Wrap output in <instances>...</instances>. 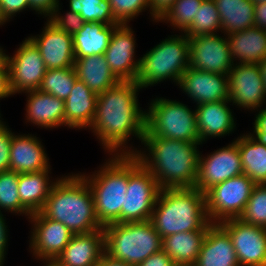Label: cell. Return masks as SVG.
<instances>
[{
    "label": "cell",
    "mask_w": 266,
    "mask_h": 266,
    "mask_svg": "<svg viewBox=\"0 0 266 266\" xmlns=\"http://www.w3.org/2000/svg\"><path fill=\"white\" fill-rule=\"evenodd\" d=\"M221 19L222 33L254 27V4L250 0H213Z\"/></svg>",
    "instance_id": "obj_32"
},
{
    "label": "cell",
    "mask_w": 266,
    "mask_h": 266,
    "mask_svg": "<svg viewBox=\"0 0 266 266\" xmlns=\"http://www.w3.org/2000/svg\"><path fill=\"white\" fill-rule=\"evenodd\" d=\"M228 85L232 105L251 111L265 109H261L266 104V90L258 64H234L228 73Z\"/></svg>",
    "instance_id": "obj_14"
},
{
    "label": "cell",
    "mask_w": 266,
    "mask_h": 266,
    "mask_svg": "<svg viewBox=\"0 0 266 266\" xmlns=\"http://www.w3.org/2000/svg\"><path fill=\"white\" fill-rule=\"evenodd\" d=\"M19 174L14 171L0 172V212L25 215L28 219L31 213L21 204L18 189Z\"/></svg>",
    "instance_id": "obj_34"
},
{
    "label": "cell",
    "mask_w": 266,
    "mask_h": 266,
    "mask_svg": "<svg viewBox=\"0 0 266 266\" xmlns=\"http://www.w3.org/2000/svg\"><path fill=\"white\" fill-rule=\"evenodd\" d=\"M69 10L79 13L85 22L119 25L108 0H69Z\"/></svg>",
    "instance_id": "obj_36"
},
{
    "label": "cell",
    "mask_w": 266,
    "mask_h": 266,
    "mask_svg": "<svg viewBox=\"0 0 266 266\" xmlns=\"http://www.w3.org/2000/svg\"><path fill=\"white\" fill-rule=\"evenodd\" d=\"M188 37L171 35L140 57L139 70L135 81L141 88L154 86L166 79L177 85L189 67Z\"/></svg>",
    "instance_id": "obj_7"
},
{
    "label": "cell",
    "mask_w": 266,
    "mask_h": 266,
    "mask_svg": "<svg viewBox=\"0 0 266 266\" xmlns=\"http://www.w3.org/2000/svg\"><path fill=\"white\" fill-rule=\"evenodd\" d=\"M6 125L0 127V172L8 171L10 165L12 131Z\"/></svg>",
    "instance_id": "obj_41"
},
{
    "label": "cell",
    "mask_w": 266,
    "mask_h": 266,
    "mask_svg": "<svg viewBox=\"0 0 266 266\" xmlns=\"http://www.w3.org/2000/svg\"><path fill=\"white\" fill-rule=\"evenodd\" d=\"M148 109L144 137H166L184 142L201 143L196 112L188 105L176 100L156 97L152 99Z\"/></svg>",
    "instance_id": "obj_8"
},
{
    "label": "cell",
    "mask_w": 266,
    "mask_h": 266,
    "mask_svg": "<svg viewBox=\"0 0 266 266\" xmlns=\"http://www.w3.org/2000/svg\"><path fill=\"white\" fill-rule=\"evenodd\" d=\"M138 266H176L171 258L161 249L149 256Z\"/></svg>",
    "instance_id": "obj_46"
},
{
    "label": "cell",
    "mask_w": 266,
    "mask_h": 266,
    "mask_svg": "<svg viewBox=\"0 0 266 266\" xmlns=\"http://www.w3.org/2000/svg\"><path fill=\"white\" fill-rule=\"evenodd\" d=\"M254 27L266 30V2L254 4Z\"/></svg>",
    "instance_id": "obj_49"
},
{
    "label": "cell",
    "mask_w": 266,
    "mask_h": 266,
    "mask_svg": "<svg viewBox=\"0 0 266 266\" xmlns=\"http://www.w3.org/2000/svg\"><path fill=\"white\" fill-rule=\"evenodd\" d=\"M255 183L245 174L216 184L205 192L206 214L210 223L239 218Z\"/></svg>",
    "instance_id": "obj_10"
},
{
    "label": "cell",
    "mask_w": 266,
    "mask_h": 266,
    "mask_svg": "<svg viewBox=\"0 0 266 266\" xmlns=\"http://www.w3.org/2000/svg\"><path fill=\"white\" fill-rule=\"evenodd\" d=\"M111 157L92 175L81 174L89 184L95 214L103 228L112 223H120L128 185V155Z\"/></svg>",
    "instance_id": "obj_5"
},
{
    "label": "cell",
    "mask_w": 266,
    "mask_h": 266,
    "mask_svg": "<svg viewBox=\"0 0 266 266\" xmlns=\"http://www.w3.org/2000/svg\"><path fill=\"white\" fill-rule=\"evenodd\" d=\"M161 249L162 238L150 220L104 227L105 254L128 265L138 266Z\"/></svg>",
    "instance_id": "obj_6"
},
{
    "label": "cell",
    "mask_w": 266,
    "mask_h": 266,
    "mask_svg": "<svg viewBox=\"0 0 266 266\" xmlns=\"http://www.w3.org/2000/svg\"><path fill=\"white\" fill-rule=\"evenodd\" d=\"M27 96L26 121L41 128L65 126L64 100L39 90L25 92Z\"/></svg>",
    "instance_id": "obj_23"
},
{
    "label": "cell",
    "mask_w": 266,
    "mask_h": 266,
    "mask_svg": "<svg viewBox=\"0 0 266 266\" xmlns=\"http://www.w3.org/2000/svg\"><path fill=\"white\" fill-rule=\"evenodd\" d=\"M239 219L266 228V184L255 185Z\"/></svg>",
    "instance_id": "obj_38"
},
{
    "label": "cell",
    "mask_w": 266,
    "mask_h": 266,
    "mask_svg": "<svg viewBox=\"0 0 266 266\" xmlns=\"http://www.w3.org/2000/svg\"><path fill=\"white\" fill-rule=\"evenodd\" d=\"M98 95L78 79L65 103V126L68 128H90L96 113Z\"/></svg>",
    "instance_id": "obj_25"
},
{
    "label": "cell",
    "mask_w": 266,
    "mask_h": 266,
    "mask_svg": "<svg viewBox=\"0 0 266 266\" xmlns=\"http://www.w3.org/2000/svg\"><path fill=\"white\" fill-rule=\"evenodd\" d=\"M7 63L0 69V99L12 96Z\"/></svg>",
    "instance_id": "obj_48"
},
{
    "label": "cell",
    "mask_w": 266,
    "mask_h": 266,
    "mask_svg": "<svg viewBox=\"0 0 266 266\" xmlns=\"http://www.w3.org/2000/svg\"><path fill=\"white\" fill-rule=\"evenodd\" d=\"M26 9H30L28 0H0V18L4 23Z\"/></svg>",
    "instance_id": "obj_42"
},
{
    "label": "cell",
    "mask_w": 266,
    "mask_h": 266,
    "mask_svg": "<svg viewBox=\"0 0 266 266\" xmlns=\"http://www.w3.org/2000/svg\"><path fill=\"white\" fill-rule=\"evenodd\" d=\"M44 264L45 265H43V266H55L53 263H50V262L49 263L48 262H45Z\"/></svg>",
    "instance_id": "obj_53"
},
{
    "label": "cell",
    "mask_w": 266,
    "mask_h": 266,
    "mask_svg": "<svg viewBox=\"0 0 266 266\" xmlns=\"http://www.w3.org/2000/svg\"><path fill=\"white\" fill-rule=\"evenodd\" d=\"M194 266H240L229 234L218 223L207 229Z\"/></svg>",
    "instance_id": "obj_24"
},
{
    "label": "cell",
    "mask_w": 266,
    "mask_h": 266,
    "mask_svg": "<svg viewBox=\"0 0 266 266\" xmlns=\"http://www.w3.org/2000/svg\"><path fill=\"white\" fill-rule=\"evenodd\" d=\"M160 190L153 175L134 155H128V185L120 223L150 220Z\"/></svg>",
    "instance_id": "obj_9"
},
{
    "label": "cell",
    "mask_w": 266,
    "mask_h": 266,
    "mask_svg": "<svg viewBox=\"0 0 266 266\" xmlns=\"http://www.w3.org/2000/svg\"><path fill=\"white\" fill-rule=\"evenodd\" d=\"M150 221L161 238L179 232L207 231L213 224L206 214L205 193L195 187L161 189Z\"/></svg>",
    "instance_id": "obj_4"
},
{
    "label": "cell",
    "mask_w": 266,
    "mask_h": 266,
    "mask_svg": "<svg viewBox=\"0 0 266 266\" xmlns=\"http://www.w3.org/2000/svg\"><path fill=\"white\" fill-rule=\"evenodd\" d=\"M218 224L229 234L240 266H266V228L239 218Z\"/></svg>",
    "instance_id": "obj_13"
},
{
    "label": "cell",
    "mask_w": 266,
    "mask_h": 266,
    "mask_svg": "<svg viewBox=\"0 0 266 266\" xmlns=\"http://www.w3.org/2000/svg\"><path fill=\"white\" fill-rule=\"evenodd\" d=\"M253 123V133L251 134L257 141L266 145V107L255 114Z\"/></svg>",
    "instance_id": "obj_44"
},
{
    "label": "cell",
    "mask_w": 266,
    "mask_h": 266,
    "mask_svg": "<svg viewBox=\"0 0 266 266\" xmlns=\"http://www.w3.org/2000/svg\"><path fill=\"white\" fill-rule=\"evenodd\" d=\"M6 122L2 121V118H1V113H0V127Z\"/></svg>",
    "instance_id": "obj_54"
},
{
    "label": "cell",
    "mask_w": 266,
    "mask_h": 266,
    "mask_svg": "<svg viewBox=\"0 0 266 266\" xmlns=\"http://www.w3.org/2000/svg\"><path fill=\"white\" fill-rule=\"evenodd\" d=\"M40 35L28 37L39 49L47 69L74 67L73 37L47 19Z\"/></svg>",
    "instance_id": "obj_19"
},
{
    "label": "cell",
    "mask_w": 266,
    "mask_h": 266,
    "mask_svg": "<svg viewBox=\"0 0 266 266\" xmlns=\"http://www.w3.org/2000/svg\"><path fill=\"white\" fill-rule=\"evenodd\" d=\"M60 6L61 5L59 3L54 13L48 18V20L60 30H63L73 36L83 28L85 21L79 13H75L70 10L69 12L67 11L64 13L65 15H61V12L59 11L61 10Z\"/></svg>",
    "instance_id": "obj_40"
},
{
    "label": "cell",
    "mask_w": 266,
    "mask_h": 266,
    "mask_svg": "<svg viewBox=\"0 0 266 266\" xmlns=\"http://www.w3.org/2000/svg\"><path fill=\"white\" fill-rule=\"evenodd\" d=\"M217 34L188 37L189 67L228 75L235 63L231 56L227 36L223 37Z\"/></svg>",
    "instance_id": "obj_15"
},
{
    "label": "cell",
    "mask_w": 266,
    "mask_h": 266,
    "mask_svg": "<svg viewBox=\"0 0 266 266\" xmlns=\"http://www.w3.org/2000/svg\"><path fill=\"white\" fill-rule=\"evenodd\" d=\"M50 169L19 174L18 191L21 204L31 213L40 212L55 180L49 178Z\"/></svg>",
    "instance_id": "obj_29"
},
{
    "label": "cell",
    "mask_w": 266,
    "mask_h": 266,
    "mask_svg": "<svg viewBox=\"0 0 266 266\" xmlns=\"http://www.w3.org/2000/svg\"><path fill=\"white\" fill-rule=\"evenodd\" d=\"M140 89L136 81H121L98 94L96 113L89 130L109 155H134L137 148L127 145L131 135L142 143L146 111L138 104Z\"/></svg>",
    "instance_id": "obj_1"
},
{
    "label": "cell",
    "mask_w": 266,
    "mask_h": 266,
    "mask_svg": "<svg viewBox=\"0 0 266 266\" xmlns=\"http://www.w3.org/2000/svg\"><path fill=\"white\" fill-rule=\"evenodd\" d=\"M175 2L176 0H149L152 20L158 22Z\"/></svg>",
    "instance_id": "obj_45"
},
{
    "label": "cell",
    "mask_w": 266,
    "mask_h": 266,
    "mask_svg": "<svg viewBox=\"0 0 266 266\" xmlns=\"http://www.w3.org/2000/svg\"><path fill=\"white\" fill-rule=\"evenodd\" d=\"M32 228L30 250L40 261L52 263L73 237V233L62 223L45 217L41 212L29 217Z\"/></svg>",
    "instance_id": "obj_16"
},
{
    "label": "cell",
    "mask_w": 266,
    "mask_h": 266,
    "mask_svg": "<svg viewBox=\"0 0 266 266\" xmlns=\"http://www.w3.org/2000/svg\"><path fill=\"white\" fill-rule=\"evenodd\" d=\"M104 253L102 228L87 234H74L52 263L55 266H96Z\"/></svg>",
    "instance_id": "obj_21"
},
{
    "label": "cell",
    "mask_w": 266,
    "mask_h": 266,
    "mask_svg": "<svg viewBox=\"0 0 266 266\" xmlns=\"http://www.w3.org/2000/svg\"><path fill=\"white\" fill-rule=\"evenodd\" d=\"M74 68L77 79L97 95L121 82L112 72L104 54L75 58Z\"/></svg>",
    "instance_id": "obj_27"
},
{
    "label": "cell",
    "mask_w": 266,
    "mask_h": 266,
    "mask_svg": "<svg viewBox=\"0 0 266 266\" xmlns=\"http://www.w3.org/2000/svg\"><path fill=\"white\" fill-rule=\"evenodd\" d=\"M177 86L196 105L229 100L228 75L188 67Z\"/></svg>",
    "instance_id": "obj_18"
},
{
    "label": "cell",
    "mask_w": 266,
    "mask_h": 266,
    "mask_svg": "<svg viewBox=\"0 0 266 266\" xmlns=\"http://www.w3.org/2000/svg\"><path fill=\"white\" fill-rule=\"evenodd\" d=\"M3 24H5V23L0 18V26H2Z\"/></svg>",
    "instance_id": "obj_55"
},
{
    "label": "cell",
    "mask_w": 266,
    "mask_h": 266,
    "mask_svg": "<svg viewBox=\"0 0 266 266\" xmlns=\"http://www.w3.org/2000/svg\"><path fill=\"white\" fill-rule=\"evenodd\" d=\"M229 100L196 105V121L200 142L203 144L210 137H223L236 129Z\"/></svg>",
    "instance_id": "obj_22"
},
{
    "label": "cell",
    "mask_w": 266,
    "mask_h": 266,
    "mask_svg": "<svg viewBox=\"0 0 266 266\" xmlns=\"http://www.w3.org/2000/svg\"><path fill=\"white\" fill-rule=\"evenodd\" d=\"M128 24H119L114 28L110 43L104 56L114 75L120 81H135L140 59H135L136 39Z\"/></svg>",
    "instance_id": "obj_17"
},
{
    "label": "cell",
    "mask_w": 266,
    "mask_h": 266,
    "mask_svg": "<svg viewBox=\"0 0 266 266\" xmlns=\"http://www.w3.org/2000/svg\"><path fill=\"white\" fill-rule=\"evenodd\" d=\"M201 154L199 153L195 188L203 193L216 184L243 174L239 148L235 141L207 156Z\"/></svg>",
    "instance_id": "obj_12"
},
{
    "label": "cell",
    "mask_w": 266,
    "mask_h": 266,
    "mask_svg": "<svg viewBox=\"0 0 266 266\" xmlns=\"http://www.w3.org/2000/svg\"><path fill=\"white\" fill-rule=\"evenodd\" d=\"M96 266H131V265H128L120 260L113 259L104 253L99 262L96 264Z\"/></svg>",
    "instance_id": "obj_50"
},
{
    "label": "cell",
    "mask_w": 266,
    "mask_h": 266,
    "mask_svg": "<svg viewBox=\"0 0 266 266\" xmlns=\"http://www.w3.org/2000/svg\"><path fill=\"white\" fill-rule=\"evenodd\" d=\"M3 216L2 212H0V266L4 265L5 255L7 254L6 250L8 248V230L6 219Z\"/></svg>",
    "instance_id": "obj_47"
},
{
    "label": "cell",
    "mask_w": 266,
    "mask_h": 266,
    "mask_svg": "<svg viewBox=\"0 0 266 266\" xmlns=\"http://www.w3.org/2000/svg\"><path fill=\"white\" fill-rule=\"evenodd\" d=\"M116 26L85 22L83 28L72 36L75 58L104 54Z\"/></svg>",
    "instance_id": "obj_30"
},
{
    "label": "cell",
    "mask_w": 266,
    "mask_h": 266,
    "mask_svg": "<svg viewBox=\"0 0 266 266\" xmlns=\"http://www.w3.org/2000/svg\"><path fill=\"white\" fill-rule=\"evenodd\" d=\"M16 49L7 55L12 94L38 90L47 71L39 49L28 37Z\"/></svg>",
    "instance_id": "obj_11"
},
{
    "label": "cell",
    "mask_w": 266,
    "mask_h": 266,
    "mask_svg": "<svg viewBox=\"0 0 266 266\" xmlns=\"http://www.w3.org/2000/svg\"><path fill=\"white\" fill-rule=\"evenodd\" d=\"M60 0H28L30 10L37 14L44 15L47 19L54 13Z\"/></svg>",
    "instance_id": "obj_43"
},
{
    "label": "cell",
    "mask_w": 266,
    "mask_h": 266,
    "mask_svg": "<svg viewBox=\"0 0 266 266\" xmlns=\"http://www.w3.org/2000/svg\"><path fill=\"white\" fill-rule=\"evenodd\" d=\"M203 0H176L166 14L158 21L169 23L174 29L183 33L195 20Z\"/></svg>",
    "instance_id": "obj_37"
},
{
    "label": "cell",
    "mask_w": 266,
    "mask_h": 266,
    "mask_svg": "<svg viewBox=\"0 0 266 266\" xmlns=\"http://www.w3.org/2000/svg\"><path fill=\"white\" fill-rule=\"evenodd\" d=\"M76 80L77 74L74 67L47 69L38 90L65 101Z\"/></svg>",
    "instance_id": "obj_33"
},
{
    "label": "cell",
    "mask_w": 266,
    "mask_h": 266,
    "mask_svg": "<svg viewBox=\"0 0 266 266\" xmlns=\"http://www.w3.org/2000/svg\"><path fill=\"white\" fill-rule=\"evenodd\" d=\"M147 151L134 156L153 175L161 189L193 188L197 180L198 160L202 143L184 142L166 137H144Z\"/></svg>",
    "instance_id": "obj_2"
},
{
    "label": "cell",
    "mask_w": 266,
    "mask_h": 266,
    "mask_svg": "<svg viewBox=\"0 0 266 266\" xmlns=\"http://www.w3.org/2000/svg\"><path fill=\"white\" fill-rule=\"evenodd\" d=\"M55 180L40 212L64 224L73 234L102 229L95 214L92 192L81 172L63 175Z\"/></svg>",
    "instance_id": "obj_3"
},
{
    "label": "cell",
    "mask_w": 266,
    "mask_h": 266,
    "mask_svg": "<svg viewBox=\"0 0 266 266\" xmlns=\"http://www.w3.org/2000/svg\"><path fill=\"white\" fill-rule=\"evenodd\" d=\"M222 32L221 19L213 0H203L195 20L183 32L187 37Z\"/></svg>",
    "instance_id": "obj_35"
},
{
    "label": "cell",
    "mask_w": 266,
    "mask_h": 266,
    "mask_svg": "<svg viewBox=\"0 0 266 266\" xmlns=\"http://www.w3.org/2000/svg\"><path fill=\"white\" fill-rule=\"evenodd\" d=\"M225 36L235 64H259L266 58V30L251 27Z\"/></svg>",
    "instance_id": "obj_26"
},
{
    "label": "cell",
    "mask_w": 266,
    "mask_h": 266,
    "mask_svg": "<svg viewBox=\"0 0 266 266\" xmlns=\"http://www.w3.org/2000/svg\"><path fill=\"white\" fill-rule=\"evenodd\" d=\"M245 134L234 140L238 144L243 174L255 184H266V145L257 141L251 132Z\"/></svg>",
    "instance_id": "obj_31"
},
{
    "label": "cell",
    "mask_w": 266,
    "mask_h": 266,
    "mask_svg": "<svg viewBox=\"0 0 266 266\" xmlns=\"http://www.w3.org/2000/svg\"><path fill=\"white\" fill-rule=\"evenodd\" d=\"M258 65H259L260 70H261V75H262L264 87L266 90V58L264 60H262Z\"/></svg>",
    "instance_id": "obj_51"
},
{
    "label": "cell",
    "mask_w": 266,
    "mask_h": 266,
    "mask_svg": "<svg viewBox=\"0 0 266 266\" xmlns=\"http://www.w3.org/2000/svg\"><path fill=\"white\" fill-rule=\"evenodd\" d=\"M207 231L179 232L162 238V250L176 266H194Z\"/></svg>",
    "instance_id": "obj_28"
},
{
    "label": "cell",
    "mask_w": 266,
    "mask_h": 266,
    "mask_svg": "<svg viewBox=\"0 0 266 266\" xmlns=\"http://www.w3.org/2000/svg\"><path fill=\"white\" fill-rule=\"evenodd\" d=\"M4 51L0 46V69L7 63V54Z\"/></svg>",
    "instance_id": "obj_52"
},
{
    "label": "cell",
    "mask_w": 266,
    "mask_h": 266,
    "mask_svg": "<svg viewBox=\"0 0 266 266\" xmlns=\"http://www.w3.org/2000/svg\"><path fill=\"white\" fill-rule=\"evenodd\" d=\"M49 157L40 139L32 134L12 133L9 170L18 174L50 169Z\"/></svg>",
    "instance_id": "obj_20"
},
{
    "label": "cell",
    "mask_w": 266,
    "mask_h": 266,
    "mask_svg": "<svg viewBox=\"0 0 266 266\" xmlns=\"http://www.w3.org/2000/svg\"><path fill=\"white\" fill-rule=\"evenodd\" d=\"M115 20L119 24H129V21L149 9V0H108ZM147 8V9H146Z\"/></svg>",
    "instance_id": "obj_39"
}]
</instances>
